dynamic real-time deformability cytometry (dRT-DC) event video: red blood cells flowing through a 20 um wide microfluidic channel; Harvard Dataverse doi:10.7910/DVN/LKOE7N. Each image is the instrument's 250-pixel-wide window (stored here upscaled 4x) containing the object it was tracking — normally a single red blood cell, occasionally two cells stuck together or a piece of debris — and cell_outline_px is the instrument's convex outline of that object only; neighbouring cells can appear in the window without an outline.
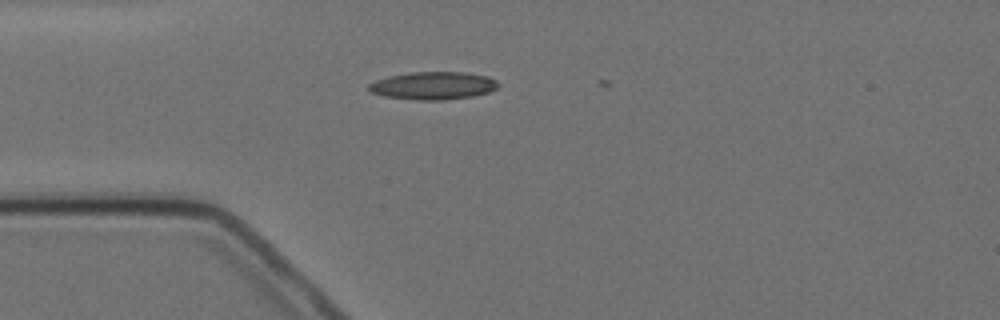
{"species": "Egyptian fruit bat (a non-hibernating species)", "species_latin": "Rousettus aegyptiacus", "temperature_condition": "cold", "stored_images_in_passage": 4, "camera_frame_rate_fps": 3000, "um_per_image_px": 0.085, "animal": {"sex": "female"}, "frame": {"image": 1, "passage_image": 4, "time_ms": 4.333, "image_size_px": [1000, 320], "cell_outline_px": [[500, 84], [496, 88], [488, 92], [472, 96], [440, 100], [420, 100], [384, 96], [372, 92], [368, 88], [368, 84], [376, 80], [388, 76], [412, 72], [464, 72], [488, 76], [496, 80]], "centroid_in_image_um": [36.83, 7.27], "position_along_channel_um": 48.2, "area_um2": 20.81}}